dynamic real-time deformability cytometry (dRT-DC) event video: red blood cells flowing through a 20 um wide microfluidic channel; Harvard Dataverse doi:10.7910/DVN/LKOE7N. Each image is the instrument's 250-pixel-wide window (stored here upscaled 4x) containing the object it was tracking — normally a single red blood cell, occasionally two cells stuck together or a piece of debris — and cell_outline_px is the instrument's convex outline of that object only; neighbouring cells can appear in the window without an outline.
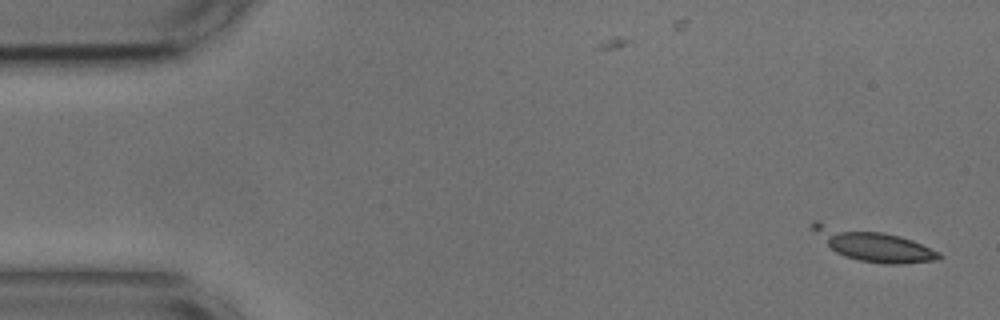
{"species": "common noctule bat (a hibernating species)", "species_latin": "Nyctalus noctula", "temperature_condition": "cold", "stored_images_in_passage": 31, "camera_frame_rate_fps": 3000, "um_per_image_px": 0.085, "animal": {"sex": "male", "body_mass_g": 17.9, "forearm_length_mm": 54.2}, "frame": {"image": 1, "passage_image": 1, "time_ms": 0.0, "image_size_px": [1000, 320], "cell_outline_px": [[940, 260], [896, 264], [884, 264], [860, 260], [844, 256], [836, 252], [812, 228], [812, 220], [820, 220], [884, 232], [900, 236], [912, 240], [940, 252]], "centroid_in_image_um": [74.2, 20.79], "position_along_channel_um": 10.8, "area_um2": 23.06}}
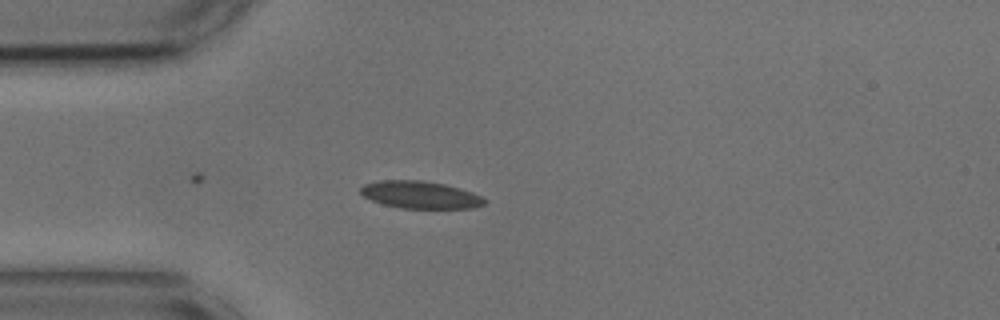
{"frame": {"image": 2, "passage_image": 13, "time_ms": 4.0, "image_size_px": [1000, 320], "cell_outline_px": [[488, 200], [484, 204], [472, 208], [400, 208], [384, 204], [372, 200], [364, 196], [360, 192], [360, 188], [364, 184], [380, 180], [420, 180], [444, 184], [460, 188], [472, 192]], "centroid_in_image_um": [35.72, 16.55], "position_along_channel_um": 49.3, "area_um2": 19.65}}